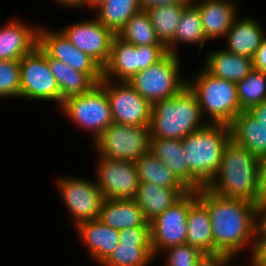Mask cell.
Wrapping results in <instances>:
<instances>
[{
  "instance_id": "obj_30",
  "label": "cell",
  "mask_w": 266,
  "mask_h": 266,
  "mask_svg": "<svg viewBox=\"0 0 266 266\" xmlns=\"http://www.w3.org/2000/svg\"><path fill=\"white\" fill-rule=\"evenodd\" d=\"M96 10L98 12L95 17L117 35L127 21L142 8L139 0H105Z\"/></svg>"
},
{
  "instance_id": "obj_36",
  "label": "cell",
  "mask_w": 266,
  "mask_h": 266,
  "mask_svg": "<svg viewBox=\"0 0 266 266\" xmlns=\"http://www.w3.org/2000/svg\"><path fill=\"white\" fill-rule=\"evenodd\" d=\"M163 251L167 254L164 266H197L204 255L199 249L189 244L168 247Z\"/></svg>"
},
{
  "instance_id": "obj_38",
  "label": "cell",
  "mask_w": 266,
  "mask_h": 266,
  "mask_svg": "<svg viewBox=\"0 0 266 266\" xmlns=\"http://www.w3.org/2000/svg\"><path fill=\"white\" fill-rule=\"evenodd\" d=\"M251 266H266V234L258 227L251 257Z\"/></svg>"
},
{
  "instance_id": "obj_23",
  "label": "cell",
  "mask_w": 266,
  "mask_h": 266,
  "mask_svg": "<svg viewBox=\"0 0 266 266\" xmlns=\"http://www.w3.org/2000/svg\"><path fill=\"white\" fill-rule=\"evenodd\" d=\"M204 66L202 69L210 75L237 83L253 70V61L250 57L233 54L221 48L207 55Z\"/></svg>"
},
{
  "instance_id": "obj_29",
  "label": "cell",
  "mask_w": 266,
  "mask_h": 266,
  "mask_svg": "<svg viewBox=\"0 0 266 266\" xmlns=\"http://www.w3.org/2000/svg\"><path fill=\"white\" fill-rule=\"evenodd\" d=\"M135 165L140 183H153L171 189H188L158 157L150 150L143 154Z\"/></svg>"
},
{
  "instance_id": "obj_10",
  "label": "cell",
  "mask_w": 266,
  "mask_h": 266,
  "mask_svg": "<svg viewBox=\"0 0 266 266\" xmlns=\"http://www.w3.org/2000/svg\"><path fill=\"white\" fill-rule=\"evenodd\" d=\"M196 200L197 191H189L150 221L151 247L155 257L168 247L187 244V214Z\"/></svg>"
},
{
  "instance_id": "obj_1",
  "label": "cell",
  "mask_w": 266,
  "mask_h": 266,
  "mask_svg": "<svg viewBox=\"0 0 266 266\" xmlns=\"http://www.w3.org/2000/svg\"><path fill=\"white\" fill-rule=\"evenodd\" d=\"M197 199L207 208L213 234V253L234 258L244 249L253 251L259 226L258 204L220 196L206 187L197 190Z\"/></svg>"
},
{
  "instance_id": "obj_24",
  "label": "cell",
  "mask_w": 266,
  "mask_h": 266,
  "mask_svg": "<svg viewBox=\"0 0 266 266\" xmlns=\"http://www.w3.org/2000/svg\"><path fill=\"white\" fill-rule=\"evenodd\" d=\"M189 191V189L161 187L153 183H139L134 200L150 222Z\"/></svg>"
},
{
  "instance_id": "obj_45",
  "label": "cell",
  "mask_w": 266,
  "mask_h": 266,
  "mask_svg": "<svg viewBox=\"0 0 266 266\" xmlns=\"http://www.w3.org/2000/svg\"><path fill=\"white\" fill-rule=\"evenodd\" d=\"M105 0H78L77 2V7H91L92 9L96 8L97 6H99L102 2H104Z\"/></svg>"
},
{
  "instance_id": "obj_33",
  "label": "cell",
  "mask_w": 266,
  "mask_h": 266,
  "mask_svg": "<svg viewBox=\"0 0 266 266\" xmlns=\"http://www.w3.org/2000/svg\"><path fill=\"white\" fill-rule=\"evenodd\" d=\"M117 36L135 46L163 45L158 40L150 17L145 10L134 14Z\"/></svg>"
},
{
  "instance_id": "obj_2",
  "label": "cell",
  "mask_w": 266,
  "mask_h": 266,
  "mask_svg": "<svg viewBox=\"0 0 266 266\" xmlns=\"http://www.w3.org/2000/svg\"><path fill=\"white\" fill-rule=\"evenodd\" d=\"M206 188L223 197L243 199L258 204L260 189L258 157L230 140L224 148L218 172Z\"/></svg>"
},
{
  "instance_id": "obj_44",
  "label": "cell",
  "mask_w": 266,
  "mask_h": 266,
  "mask_svg": "<svg viewBox=\"0 0 266 266\" xmlns=\"http://www.w3.org/2000/svg\"><path fill=\"white\" fill-rule=\"evenodd\" d=\"M259 228L266 234V203L258 206Z\"/></svg>"
},
{
  "instance_id": "obj_39",
  "label": "cell",
  "mask_w": 266,
  "mask_h": 266,
  "mask_svg": "<svg viewBox=\"0 0 266 266\" xmlns=\"http://www.w3.org/2000/svg\"><path fill=\"white\" fill-rule=\"evenodd\" d=\"M234 257L226 253L204 254L197 266H231Z\"/></svg>"
},
{
  "instance_id": "obj_27",
  "label": "cell",
  "mask_w": 266,
  "mask_h": 266,
  "mask_svg": "<svg viewBox=\"0 0 266 266\" xmlns=\"http://www.w3.org/2000/svg\"><path fill=\"white\" fill-rule=\"evenodd\" d=\"M150 151L190 190V171L183 154L182 141L178 139H150Z\"/></svg>"
},
{
  "instance_id": "obj_6",
  "label": "cell",
  "mask_w": 266,
  "mask_h": 266,
  "mask_svg": "<svg viewBox=\"0 0 266 266\" xmlns=\"http://www.w3.org/2000/svg\"><path fill=\"white\" fill-rule=\"evenodd\" d=\"M179 58L168 52L157 63L137 72L128 83L151 104L174 97L187 86V78L180 75Z\"/></svg>"
},
{
  "instance_id": "obj_15",
  "label": "cell",
  "mask_w": 266,
  "mask_h": 266,
  "mask_svg": "<svg viewBox=\"0 0 266 266\" xmlns=\"http://www.w3.org/2000/svg\"><path fill=\"white\" fill-rule=\"evenodd\" d=\"M60 31L76 48L94 59L102 68L106 65L115 34L96 17L69 24Z\"/></svg>"
},
{
  "instance_id": "obj_28",
  "label": "cell",
  "mask_w": 266,
  "mask_h": 266,
  "mask_svg": "<svg viewBox=\"0 0 266 266\" xmlns=\"http://www.w3.org/2000/svg\"><path fill=\"white\" fill-rule=\"evenodd\" d=\"M208 42L205 38L202 20L198 8L190 2L181 14L174 40L166 47L167 51L178 55L176 46L182 44H199V52Z\"/></svg>"
},
{
  "instance_id": "obj_25",
  "label": "cell",
  "mask_w": 266,
  "mask_h": 266,
  "mask_svg": "<svg viewBox=\"0 0 266 266\" xmlns=\"http://www.w3.org/2000/svg\"><path fill=\"white\" fill-rule=\"evenodd\" d=\"M231 140L256 157L266 152V128L247 111H241L229 124Z\"/></svg>"
},
{
  "instance_id": "obj_16",
  "label": "cell",
  "mask_w": 266,
  "mask_h": 266,
  "mask_svg": "<svg viewBox=\"0 0 266 266\" xmlns=\"http://www.w3.org/2000/svg\"><path fill=\"white\" fill-rule=\"evenodd\" d=\"M50 58L59 60L84 73H103V68L86 53L76 48L59 31L39 27V45Z\"/></svg>"
},
{
  "instance_id": "obj_18",
  "label": "cell",
  "mask_w": 266,
  "mask_h": 266,
  "mask_svg": "<svg viewBox=\"0 0 266 266\" xmlns=\"http://www.w3.org/2000/svg\"><path fill=\"white\" fill-rule=\"evenodd\" d=\"M191 2L199 10L207 41L224 39L232 23L238 18L236 6L231 0H191Z\"/></svg>"
},
{
  "instance_id": "obj_9",
  "label": "cell",
  "mask_w": 266,
  "mask_h": 266,
  "mask_svg": "<svg viewBox=\"0 0 266 266\" xmlns=\"http://www.w3.org/2000/svg\"><path fill=\"white\" fill-rule=\"evenodd\" d=\"M60 109L71 123L91 131L94 140L113 123L106 90L99 83L87 93L66 98Z\"/></svg>"
},
{
  "instance_id": "obj_17",
  "label": "cell",
  "mask_w": 266,
  "mask_h": 266,
  "mask_svg": "<svg viewBox=\"0 0 266 266\" xmlns=\"http://www.w3.org/2000/svg\"><path fill=\"white\" fill-rule=\"evenodd\" d=\"M9 21L0 27V60H20L39 45V26L15 18Z\"/></svg>"
},
{
  "instance_id": "obj_3",
  "label": "cell",
  "mask_w": 266,
  "mask_h": 266,
  "mask_svg": "<svg viewBox=\"0 0 266 266\" xmlns=\"http://www.w3.org/2000/svg\"><path fill=\"white\" fill-rule=\"evenodd\" d=\"M230 140L229 125L218 123H207L181 140L190 171V191L209 184L218 172L224 148Z\"/></svg>"
},
{
  "instance_id": "obj_31",
  "label": "cell",
  "mask_w": 266,
  "mask_h": 266,
  "mask_svg": "<svg viewBox=\"0 0 266 266\" xmlns=\"http://www.w3.org/2000/svg\"><path fill=\"white\" fill-rule=\"evenodd\" d=\"M188 4L159 5L145 9L160 43L167 47L173 40L183 9Z\"/></svg>"
},
{
  "instance_id": "obj_22",
  "label": "cell",
  "mask_w": 266,
  "mask_h": 266,
  "mask_svg": "<svg viewBox=\"0 0 266 266\" xmlns=\"http://www.w3.org/2000/svg\"><path fill=\"white\" fill-rule=\"evenodd\" d=\"M98 219L116 230L150 226L134 199H104Z\"/></svg>"
},
{
  "instance_id": "obj_42",
  "label": "cell",
  "mask_w": 266,
  "mask_h": 266,
  "mask_svg": "<svg viewBox=\"0 0 266 266\" xmlns=\"http://www.w3.org/2000/svg\"><path fill=\"white\" fill-rule=\"evenodd\" d=\"M142 10L159 5L189 4L191 0H139Z\"/></svg>"
},
{
  "instance_id": "obj_12",
  "label": "cell",
  "mask_w": 266,
  "mask_h": 266,
  "mask_svg": "<svg viewBox=\"0 0 266 266\" xmlns=\"http://www.w3.org/2000/svg\"><path fill=\"white\" fill-rule=\"evenodd\" d=\"M56 185L76 227L98 219L104 197L95 180L62 176Z\"/></svg>"
},
{
  "instance_id": "obj_4",
  "label": "cell",
  "mask_w": 266,
  "mask_h": 266,
  "mask_svg": "<svg viewBox=\"0 0 266 266\" xmlns=\"http://www.w3.org/2000/svg\"><path fill=\"white\" fill-rule=\"evenodd\" d=\"M203 120L195 94L185 86L174 97L152 103L150 139L182 140L208 123Z\"/></svg>"
},
{
  "instance_id": "obj_8",
  "label": "cell",
  "mask_w": 266,
  "mask_h": 266,
  "mask_svg": "<svg viewBox=\"0 0 266 266\" xmlns=\"http://www.w3.org/2000/svg\"><path fill=\"white\" fill-rule=\"evenodd\" d=\"M99 157L136 162L150 150L149 126L112 123L95 140Z\"/></svg>"
},
{
  "instance_id": "obj_47",
  "label": "cell",
  "mask_w": 266,
  "mask_h": 266,
  "mask_svg": "<svg viewBox=\"0 0 266 266\" xmlns=\"http://www.w3.org/2000/svg\"><path fill=\"white\" fill-rule=\"evenodd\" d=\"M258 159L260 170H266V152L263 153Z\"/></svg>"
},
{
  "instance_id": "obj_41",
  "label": "cell",
  "mask_w": 266,
  "mask_h": 266,
  "mask_svg": "<svg viewBox=\"0 0 266 266\" xmlns=\"http://www.w3.org/2000/svg\"><path fill=\"white\" fill-rule=\"evenodd\" d=\"M247 112L266 128V101L251 107Z\"/></svg>"
},
{
  "instance_id": "obj_46",
  "label": "cell",
  "mask_w": 266,
  "mask_h": 266,
  "mask_svg": "<svg viewBox=\"0 0 266 266\" xmlns=\"http://www.w3.org/2000/svg\"><path fill=\"white\" fill-rule=\"evenodd\" d=\"M59 5H63L64 7H70V8H77V2L78 0H54Z\"/></svg>"
},
{
  "instance_id": "obj_32",
  "label": "cell",
  "mask_w": 266,
  "mask_h": 266,
  "mask_svg": "<svg viewBox=\"0 0 266 266\" xmlns=\"http://www.w3.org/2000/svg\"><path fill=\"white\" fill-rule=\"evenodd\" d=\"M154 258L151 245H136V242L119 241L117 248L101 266H148Z\"/></svg>"
},
{
  "instance_id": "obj_37",
  "label": "cell",
  "mask_w": 266,
  "mask_h": 266,
  "mask_svg": "<svg viewBox=\"0 0 266 266\" xmlns=\"http://www.w3.org/2000/svg\"><path fill=\"white\" fill-rule=\"evenodd\" d=\"M119 241L136 242V245H151L150 226H136L119 230Z\"/></svg>"
},
{
  "instance_id": "obj_19",
  "label": "cell",
  "mask_w": 266,
  "mask_h": 266,
  "mask_svg": "<svg viewBox=\"0 0 266 266\" xmlns=\"http://www.w3.org/2000/svg\"><path fill=\"white\" fill-rule=\"evenodd\" d=\"M77 231L88 249L89 257L101 265L119 245V231L99 219L81 223Z\"/></svg>"
},
{
  "instance_id": "obj_34",
  "label": "cell",
  "mask_w": 266,
  "mask_h": 266,
  "mask_svg": "<svg viewBox=\"0 0 266 266\" xmlns=\"http://www.w3.org/2000/svg\"><path fill=\"white\" fill-rule=\"evenodd\" d=\"M236 86L241 111L266 101V73L253 69Z\"/></svg>"
},
{
  "instance_id": "obj_20",
  "label": "cell",
  "mask_w": 266,
  "mask_h": 266,
  "mask_svg": "<svg viewBox=\"0 0 266 266\" xmlns=\"http://www.w3.org/2000/svg\"><path fill=\"white\" fill-rule=\"evenodd\" d=\"M265 31L258 20L251 16L235 19L224 38V50L244 57L253 58L260 47Z\"/></svg>"
},
{
  "instance_id": "obj_14",
  "label": "cell",
  "mask_w": 266,
  "mask_h": 266,
  "mask_svg": "<svg viewBox=\"0 0 266 266\" xmlns=\"http://www.w3.org/2000/svg\"><path fill=\"white\" fill-rule=\"evenodd\" d=\"M95 182L104 199H134L139 186L135 162L98 157Z\"/></svg>"
},
{
  "instance_id": "obj_43",
  "label": "cell",
  "mask_w": 266,
  "mask_h": 266,
  "mask_svg": "<svg viewBox=\"0 0 266 266\" xmlns=\"http://www.w3.org/2000/svg\"><path fill=\"white\" fill-rule=\"evenodd\" d=\"M266 203V170H260V189L258 196V206Z\"/></svg>"
},
{
  "instance_id": "obj_13",
  "label": "cell",
  "mask_w": 266,
  "mask_h": 266,
  "mask_svg": "<svg viewBox=\"0 0 266 266\" xmlns=\"http://www.w3.org/2000/svg\"><path fill=\"white\" fill-rule=\"evenodd\" d=\"M99 84L106 90L114 123L149 126L152 104L127 81L102 79Z\"/></svg>"
},
{
  "instance_id": "obj_26",
  "label": "cell",
  "mask_w": 266,
  "mask_h": 266,
  "mask_svg": "<svg viewBox=\"0 0 266 266\" xmlns=\"http://www.w3.org/2000/svg\"><path fill=\"white\" fill-rule=\"evenodd\" d=\"M187 244L204 254L213 253V234L207 208L197 199L187 214Z\"/></svg>"
},
{
  "instance_id": "obj_11",
  "label": "cell",
  "mask_w": 266,
  "mask_h": 266,
  "mask_svg": "<svg viewBox=\"0 0 266 266\" xmlns=\"http://www.w3.org/2000/svg\"><path fill=\"white\" fill-rule=\"evenodd\" d=\"M21 97L40 101H56L61 107V94L51 73L47 54L37 46L20 60Z\"/></svg>"
},
{
  "instance_id": "obj_35",
  "label": "cell",
  "mask_w": 266,
  "mask_h": 266,
  "mask_svg": "<svg viewBox=\"0 0 266 266\" xmlns=\"http://www.w3.org/2000/svg\"><path fill=\"white\" fill-rule=\"evenodd\" d=\"M20 61L0 60V98L21 97Z\"/></svg>"
},
{
  "instance_id": "obj_5",
  "label": "cell",
  "mask_w": 266,
  "mask_h": 266,
  "mask_svg": "<svg viewBox=\"0 0 266 266\" xmlns=\"http://www.w3.org/2000/svg\"><path fill=\"white\" fill-rule=\"evenodd\" d=\"M194 77H188L187 86L195 94L203 118L208 115V123L229 125L241 112L236 83L214 77L204 69Z\"/></svg>"
},
{
  "instance_id": "obj_7",
  "label": "cell",
  "mask_w": 266,
  "mask_h": 266,
  "mask_svg": "<svg viewBox=\"0 0 266 266\" xmlns=\"http://www.w3.org/2000/svg\"><path fill=\"white\" fill-rule=\"evenodd\" d=\"M167 53L164 45L135 46L115 35L109 60L103 67V79L128 82L137 72L157 63Z\"/></svg>"
},
{
  "instance_id": "obj_21",
  "label": "cell",
  "mask_w": 266,
  "mask_h": 266,
  "mask_svg": "<svg viewBox=\"0 0 266 266\" xmlns=\"http://www.w3.org/2000/svg\"><path fill=\"white\" fill-rule=\"evenodd\" d=\"M47 62L60 89L61 105L68 97L87 93L103 79V73L80 72L48 55Z\"/></svg>"
},
{
  "instance_id": "obj_40",
  "label": "cell",
  "mask_w": 266,
  "mask_h": 266,
  "mask_svg": "<svg viewBox=\"0 0 266 266\" xmlns=\"http://www.w3.org/2000/svg\"><path fill=\"white\" fill-rule=\"evenodd\" d=\"M253 69L266 73V34L262 39L260 47L252 58Z\"/></svg>"
}]
</instances>
